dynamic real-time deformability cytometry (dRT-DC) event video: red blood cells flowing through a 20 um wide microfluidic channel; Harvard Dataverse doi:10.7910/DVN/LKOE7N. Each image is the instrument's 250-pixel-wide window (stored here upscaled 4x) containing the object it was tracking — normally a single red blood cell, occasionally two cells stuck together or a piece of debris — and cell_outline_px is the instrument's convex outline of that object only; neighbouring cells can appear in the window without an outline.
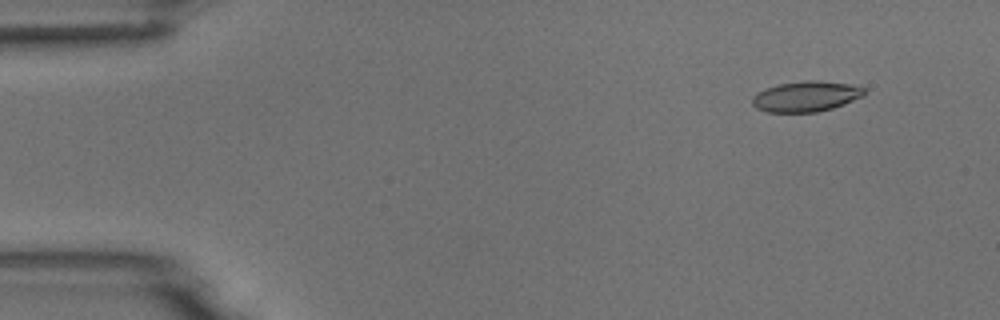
{"species": "common noctule bat (a hibernating species)", "species_latin": "Nyctalus noctula", "temperature_condition": "room temperature", "stored_images_in_passage": 4, "camera_frame_rate_fps": 3000, "um_per_image_px": 0.085, "animal": {"sex": "male", "body_mass_g": 18.8}, "frame": {"image": 1, "passage_image": 2, "time_ms": 1.0, "image_size_px": [1000, 320], "cell_outline_px": [[868, 92], [864, 96], [844, 104], [832, 108], [816, 112], [768, 112], [756, 108], [752, 104], [752, 96], [756, 92], [780, 84], [804, 80], [816, 80], [852, 84], [864, 88]], "centroid_in_image_um": [68.54, 8.19], "position_along_channel_um": 16.5, "area_um2": 20.0}}
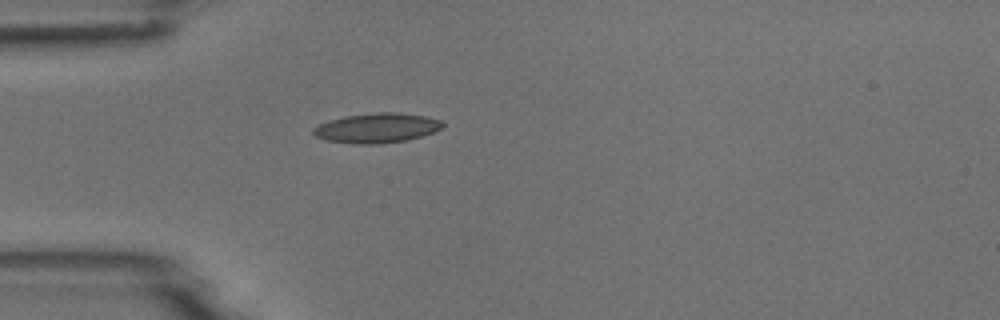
{"frame": {"image": 2, "passage_image": 4, "time_ms": 4.333, "image_size_px": [1000, 320], "cell_outline_px": [[444, 124], [440, 128], [432, 132], [408, 140], [380, 144], [356, 144], [328, 140], [316, 136], [312, 132], [312, 128], [320, 124], [344, 116], [376, 112], [396, 112], [424, 116], [440, 120]], "centroid_in_image_um": [32.02, 10.88], "position_along_channel_um": 53.0, "area_um2": 22.14}}